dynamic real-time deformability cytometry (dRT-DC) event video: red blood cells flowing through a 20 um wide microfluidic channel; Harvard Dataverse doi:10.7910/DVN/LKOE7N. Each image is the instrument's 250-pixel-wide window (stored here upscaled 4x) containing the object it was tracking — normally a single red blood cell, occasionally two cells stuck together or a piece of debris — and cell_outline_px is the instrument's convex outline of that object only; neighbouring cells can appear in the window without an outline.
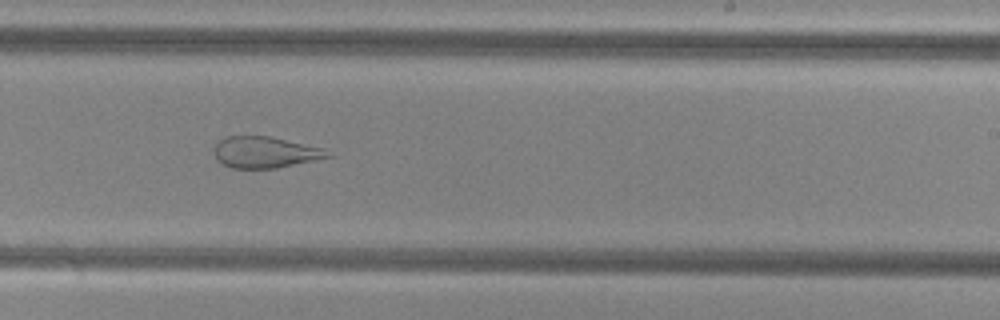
{"species": "common noctule bat (a hibernating species)", "species_latin": "Nyctalus noctula", "temperature_condition": "cold", "stored_images_in_passage": 53, "camera_frame_rate_fps": 3000, "um_per_image_px": 0.085, "animal": {"sex": "female", "body_mass_g": 29.2, "forearm_length_mm": 56.3}, "frame": {"image": 1, "passage_image": 33, "time_ms": 10.667, "image_size_px": [1000, 320], "cell_outline_px": [[332, 156], [276, 168], [232, 168], [216, 160], [216, 144], [224, 136], [268, 136], [324, 148]], "centroid_in_image_um": [22.52, 12.94], "position_along_channel_um": 266.5, "area_um2": 20.35}}
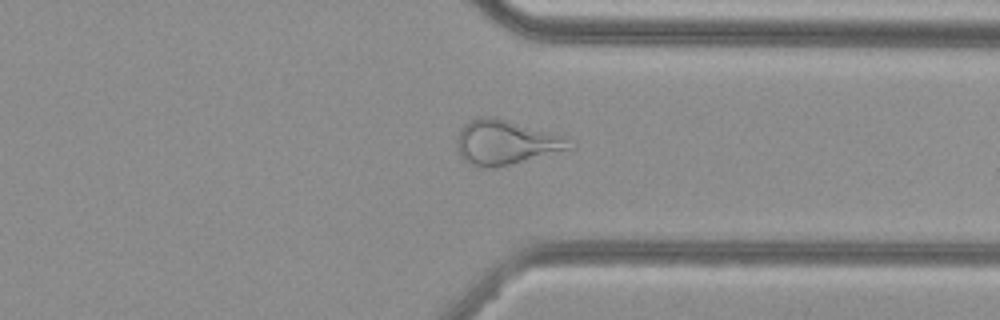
{"frame": {"image": 2, "passage_image": 41, "time_ms": 13.333, "image_size_px": [1000, 320], "cell_outline_px": [[576, 148], [496, 168], [480, 168], [472, 164], [460, 156], [456, 144], [456, 140], [464, 124], [480, 116], [492, 116], [552, 132], [564, 136]], "centroid_in_image_um": [43.01, 12.11], "position_along_channel_um": 368.4, "area_um2": 29.3}}
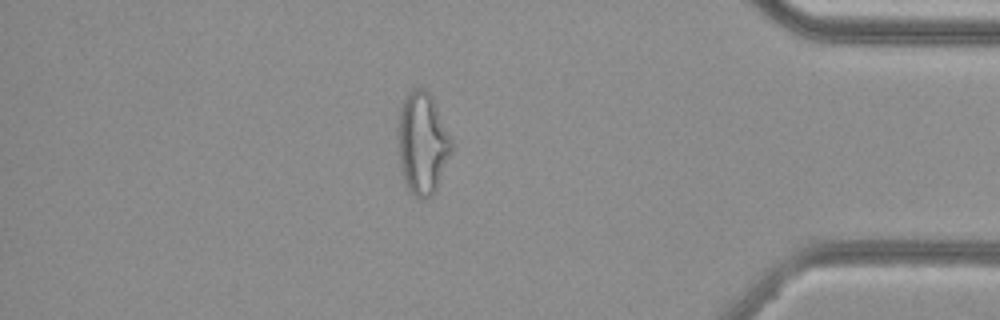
{"frame": {"image": 3, "passage_image": 46, "time_ms": 15.0, "image_size_px": [1000, 320], "cell_outline_px": [[452, 148], [436, 188], [432, 196], [424, 200], [416, 196], [408, 188], [404, 180], [400, 164], [396, 132], [400, 108], [404, 96], [412, 88], [424, 88], [432, 96], [452, 140]], "centroid_in_image_um": [35.87, 12.13], "position_along_channel_um": 399.3, "area_um2": 31.79}}